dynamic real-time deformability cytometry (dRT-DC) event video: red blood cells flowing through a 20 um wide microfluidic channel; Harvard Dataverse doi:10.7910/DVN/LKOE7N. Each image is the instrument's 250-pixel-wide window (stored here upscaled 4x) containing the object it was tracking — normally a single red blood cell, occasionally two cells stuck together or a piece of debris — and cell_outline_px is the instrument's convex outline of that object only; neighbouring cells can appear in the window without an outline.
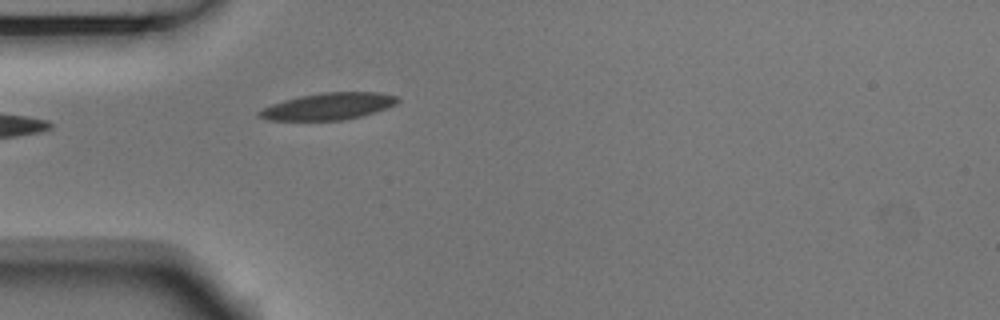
{"species": "Egyptian fruit bat (a non-hibernating species)", "species_latin": "Rousettus aegyptiacus", "temperature_condition": "room temperature", "stored_images_in_passage": 3, "camera_frame_rate_fps": 3000, "um_per_image_px": 0.085, "animal": {"sex": "male"}, "frame": {"image": 1, "passage_image": 3, "time_ms": 0.667, "image_size_px": [1000, 320], "cell_outline_px": [[400, 100], [396, 104], [360, 116], [340, 120], [268, 120], [256, 116], [256, 112], [260, 108], [284, 100], [300, 96], [320, 92], [380, 92], [400, 96]], "centroid_in_image_um": [27.87, 9.02], "position_along_channel_um": 57.1, "area_um2": 21.68}}